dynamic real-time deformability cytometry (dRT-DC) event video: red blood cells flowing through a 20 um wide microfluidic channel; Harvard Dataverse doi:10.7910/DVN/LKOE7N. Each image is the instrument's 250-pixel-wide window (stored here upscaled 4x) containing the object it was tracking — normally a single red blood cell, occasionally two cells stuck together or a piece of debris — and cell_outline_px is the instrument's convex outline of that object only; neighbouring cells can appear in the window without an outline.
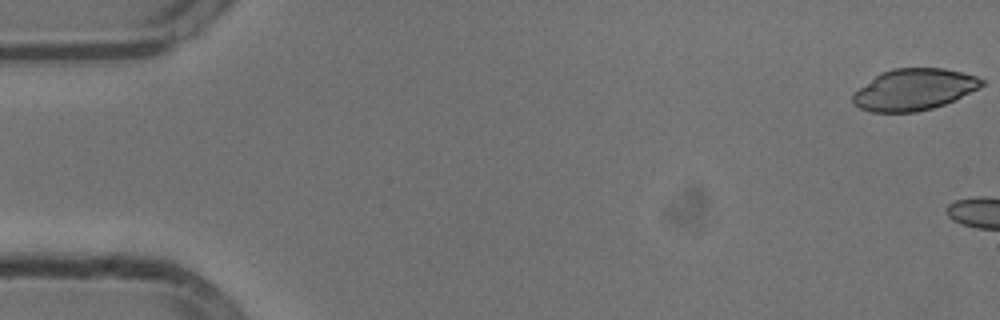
{"species": "common noctule bat (a hibernating species)", "species_latin": "Nyctalus noctula", "temperature_condition": "cold", "stored_images_in_passage": 5, "camera_frame_rate_fps": 3000, "um_per_image_px": 0.085, "animal": {"sex": "male", "body_mass_g": 13.3}, "frame": {"image": 1, "passage_image": 1, "time_ms": 0.0, "image_size_px": [1000, 320], "cell_outline_px": [[984, 84], [980, 88], [956, 100], [932, 108], [916, 112], [872, 112], [860, 108], [852, 104], [852, 96], [860, 88], [880, 72], [892, 68], [944, 68], [976, 76], [984, 80]], "centroid_in_image_um": [77.71, 7.61], "position_along_channel_um": 7.3, "area_um2": 31.15}}